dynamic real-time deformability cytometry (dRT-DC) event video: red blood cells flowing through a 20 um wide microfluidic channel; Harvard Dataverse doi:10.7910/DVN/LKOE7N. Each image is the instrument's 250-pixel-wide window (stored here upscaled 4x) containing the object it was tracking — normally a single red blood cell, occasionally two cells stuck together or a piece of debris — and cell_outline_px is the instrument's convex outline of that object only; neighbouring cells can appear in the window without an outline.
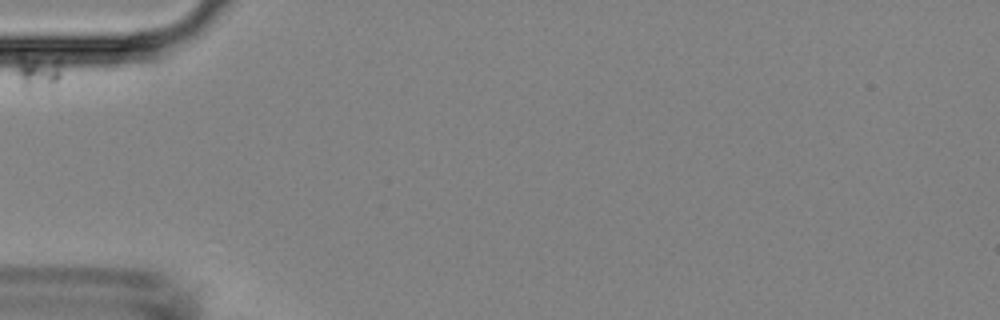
{"species": "Egyptian fruit bat (a non-hibernating species)", "species_latin": "Rousettus aegyptiacus", "temperature_condition": "room temperature", "stored_images_in_passage": 12, "camera_frame_rate_fps": 3000, "um_per_image_px": 0.085, "animal": {"sex": "female"}, "frame": {"image": 1, "passage_image": 1, "time_ms": 0.0, "image_size_px": [1000, 320], "cell_outline_px": [[60, 76], [56, 84], [52, 88], [28, 92], [20, 84], [16, 72], [16, 56], [20, 48], [60, 56]], "centroid_in_image_um": [3.17, 5.94], "position_along_channel_um": 81.8, "area_um2": 11.21}}
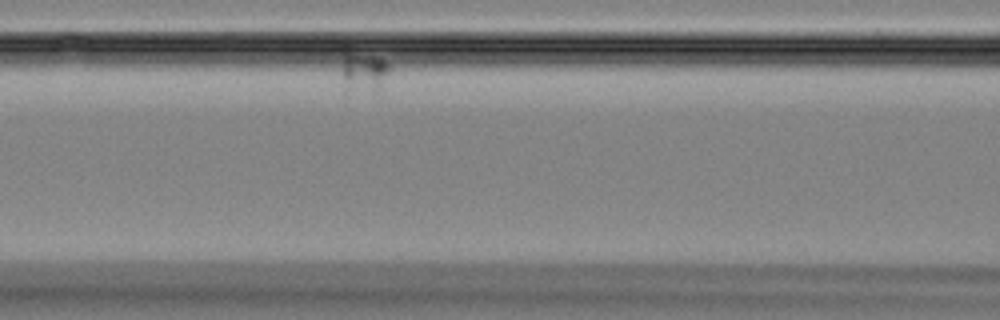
{"frame": {"image": 2, "passage_image": 3, "time_ms": 3.333, "image_size_px": [1000, 320], "cell_outline_px": [[388, 72], [376, 92], [344, 92], [340, 72], [344, 52], [372, 56], [384, 60], [388, 64]], "centroid_in_image_um": [30.81, 6.19], "position_along_channel_um": 135.8, "area_um2": 11.21}}
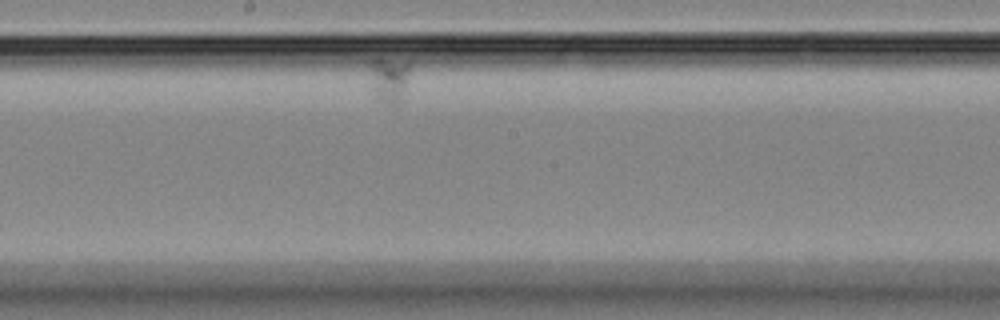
{"frame": {"image": 3, "passage_image": 7, "time_ms": 8.0, "image_size_px": [1000, 320], "cell_outline_px": [[408, 80], [400, 100], [380, 100], [372, 92], [368, 60], [380, 56], [408, 60]], "centroid_in_image_um": [33.01, 6.57], "position_along_channel_um": 215.2, "area_um2": 10.64}}